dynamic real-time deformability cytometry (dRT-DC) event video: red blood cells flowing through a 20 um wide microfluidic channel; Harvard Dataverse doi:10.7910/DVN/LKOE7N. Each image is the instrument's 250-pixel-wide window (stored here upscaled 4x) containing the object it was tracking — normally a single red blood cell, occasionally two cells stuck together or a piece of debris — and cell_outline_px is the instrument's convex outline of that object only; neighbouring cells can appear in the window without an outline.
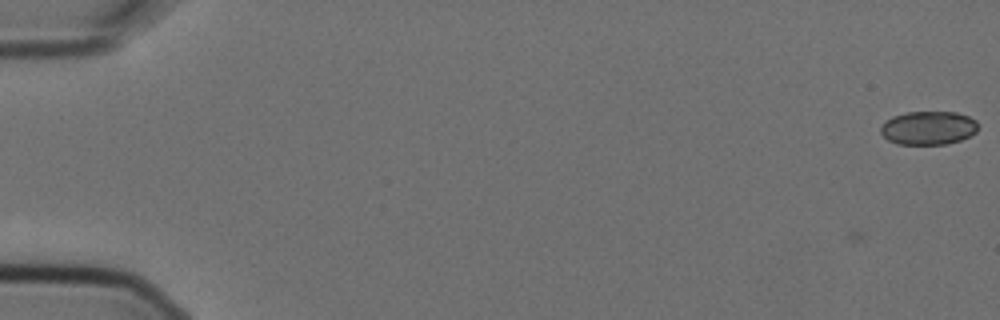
{"species": "Egyptian fruit bat (a non-hibernating species)", "species_latin": "Rousettus aegyptiacus", "temperature_condition": "cold", "stored_images_in_passage": 10, "camera_frame_rate_fps": 3000, "um_per_image_px": 0.085, "animal": {"sex": "female"}, "frame": {"image": 1, "passage_image": 1, "time_ms": 0.0, "image_size_px": [1000, 320], "cell_outline_px": [[976, 132], [972, 136], [948, 144], [896, 144], [888, 140], [880, 132], [880, 128], [892, 116], [908, 112], [956, 112], [968, 116], [976, 120]], "centroid_in_image_um": [78.92, 10.88], "position_along_channel_um": 6.1, "area_um2": 19.02}}
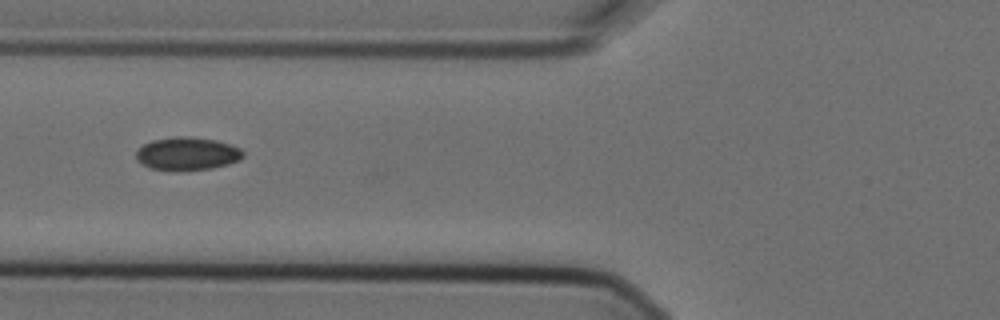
{"frame": {"image": 2, "passage_image": 6, "time_ms": 1.667, "image_size_px": [1000, 320], "cell_outline_px": [[244, 156], [240, 160], [228, 164], [212, 168], [176, 172], [148, 168], [136, 160], [136, 152], [144, 144], [152, 140], [176, 136], [192, 136], [216, 140], [240, 148], [244, 152]], "centroid_in_image_um": [15.9, 13.08], "position_along_channel_um": 109.9, "area_um2": 20.98}}
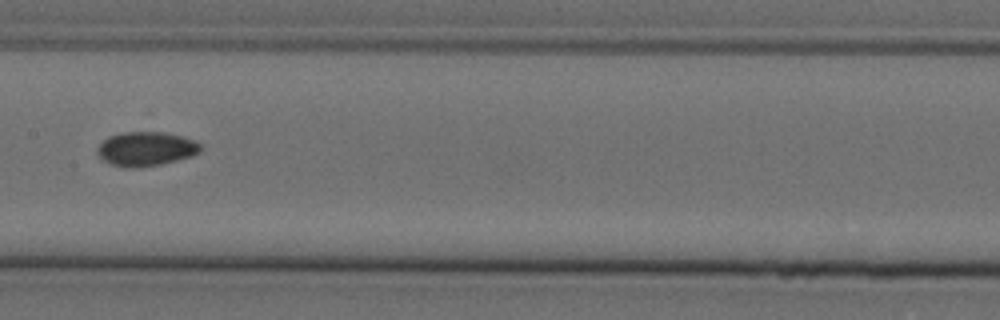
{"frame": {"image": 3, "passage_image": 8, "time_ms": 2.333, "image_size_px": [1000, 320], "cell_outline_px": [[200, 152], [192, 156], [160, 164], [136, 168], [128, 168], [112, 164], [104, 160], [96, 152], [96, 148], [108, 136], [124, 132], [164, 132], [196, 140], [200, 144]], "centroid_in_image_um": [12.4, 12.65], "position_along_channel_um": 195.0, "area_um2": 20.46}}